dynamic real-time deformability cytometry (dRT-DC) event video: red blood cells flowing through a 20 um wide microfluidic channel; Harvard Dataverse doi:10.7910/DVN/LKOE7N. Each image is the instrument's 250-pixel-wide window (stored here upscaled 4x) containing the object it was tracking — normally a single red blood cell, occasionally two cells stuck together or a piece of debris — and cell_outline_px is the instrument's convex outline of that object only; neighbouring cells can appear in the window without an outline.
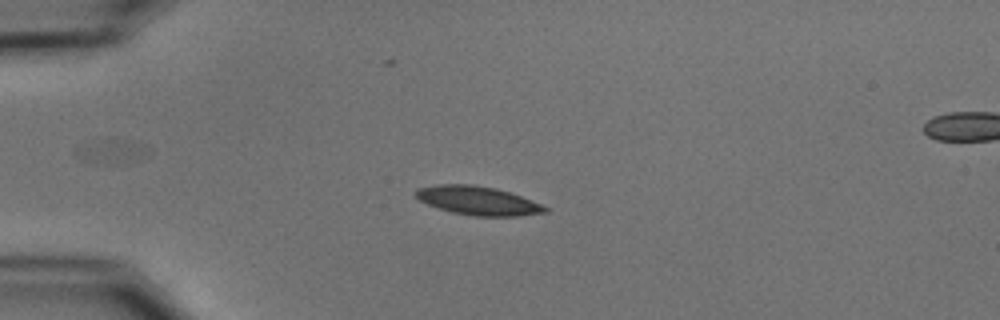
{"species": "common noctule bat (a hibernating species)", "species_latin": "Nyctalus noctula", "temperature_condition": "cold", "stored_images_in_passage": 6, "segment_of_instrument_passage": [1, 2], "camera_frame_rate_fps": 3000, "um_per_image_px": 0.085, "animal": {"sex": "male", "body_mass_g": 15.6}, "frame": {"image": 1, "passage_image": 5, "time_ms": 4.667, "image_size_px": [1000, 320], "cell_outline_px": [[548, 212], [516, 216], [472, 216], [452, 212], [428, 204], [420, 200], [412, 192], [416, 188], [436, 184], [472, 184], [496, 188], [520, 196], [540, 204], [548, 208]], "centroid_in_image_um": [40.57, 17.04], "position_along_channel_um": 44.4, "area_um2": 21.56}}